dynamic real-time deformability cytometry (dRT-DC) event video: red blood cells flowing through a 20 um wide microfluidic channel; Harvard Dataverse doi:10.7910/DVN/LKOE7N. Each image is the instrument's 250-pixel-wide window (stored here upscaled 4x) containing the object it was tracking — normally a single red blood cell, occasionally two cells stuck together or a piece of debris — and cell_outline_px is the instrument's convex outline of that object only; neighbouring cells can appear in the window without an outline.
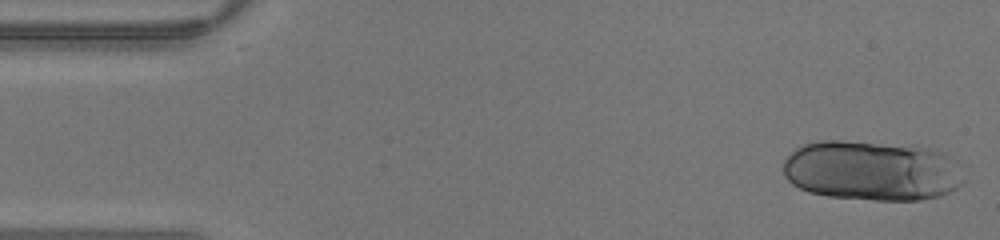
{"species": "human", "species_latin": "Homo sapiens", "temperature_condition": "warm", "stored_images_in_passage": 35, "segment_of_instrument_passage": [1, 2], "camera_frame_rate_fps": 3000, "um_per_image_px": 0.085, "donor": {"sex": "male"}, "frame": {"image": 1, "passage_image": 1, "time_ms": 0.0, "image_size_px": [1000, 240], "cell_outline_px": [[964, 180], [956, 188], [940, 196], [920, 200], [872, 200], [828, 196], [808, 192], [792, 184], [784, 176], [780, 168], [784, 160], [796, 148], [804, 144], [816, 140], [840, 140], [936, 148], [944, 152], [948, 156]], "centroid_in_image_um": [74.03, 14.5], "position_along_channel_um": 11.0, "area_um2": 63.35}}
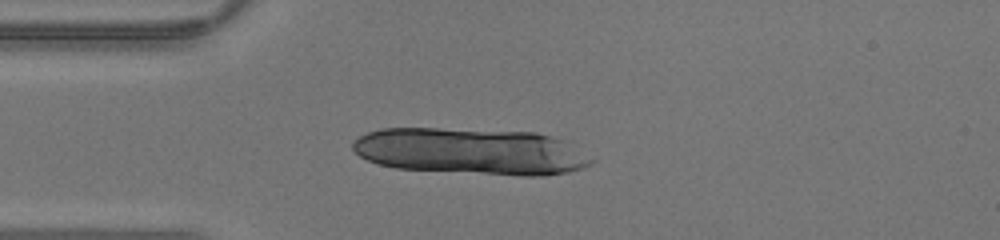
{"frame": {"image": 2, "passage_image": 10, "time_ms": 3.0, "image_size_px": [1000, 240], "cell_outline_px": [[596, 160], [584, 168], [568, 172], [544, 176], [520, 176], [396, 168], [380, 164], [368, 160], [360, 156], [352, 148], [352, 144], [360, 136], [368, 132], [380, 128], [436, 128], [536, 132], [552, 136], [564, 140]], "centroid_in_image_um": [40.07, 12.86], "position_along_channel_um": 44.9, "area_um2": 64.85}}